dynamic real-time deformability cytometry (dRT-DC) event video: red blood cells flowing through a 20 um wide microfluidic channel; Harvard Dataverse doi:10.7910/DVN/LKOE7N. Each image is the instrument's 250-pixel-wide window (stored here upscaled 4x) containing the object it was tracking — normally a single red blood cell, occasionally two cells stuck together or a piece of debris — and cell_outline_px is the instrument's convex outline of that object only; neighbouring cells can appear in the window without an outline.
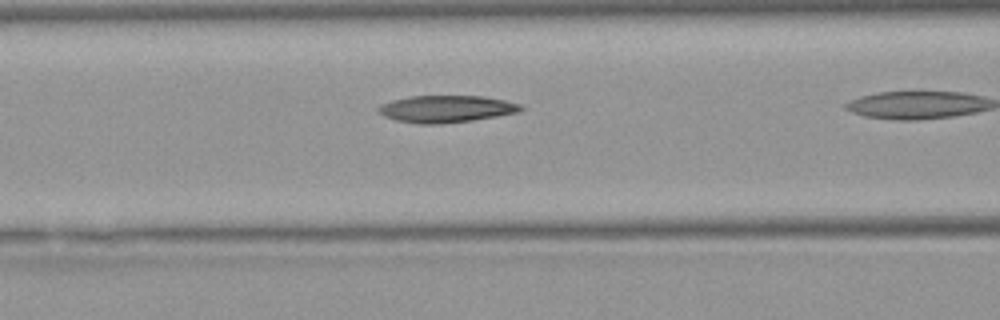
{"species": "Egyptian fruit bat (a non-hibernating species)", "species_latin": "Rousettus aegyptiacus", "temperature_condition": "warm", "stored_images_in_passage": 18, "camera_frame_rate_fps": 3000, "um_per_image_px": 0.085, "animal": {"sex": "female"}, "frame": {"image": 1, "passage_image": 13, "time_ms": 4.0, "image_size_px": [1000, 320], "cell_outline_px": [[524, 108], [520, 112], [472, 120], [444, 124], [416, 124], [396, 120], [384, 116], [376, 108], [380, 104], [392, 100], [408, 96], [484, 96], [504, 100], [520, 104]], "centroid_in_image_um": [37.91, 9.26], "position_along_channel_um": 128.7, "area_um2": 22.54}}
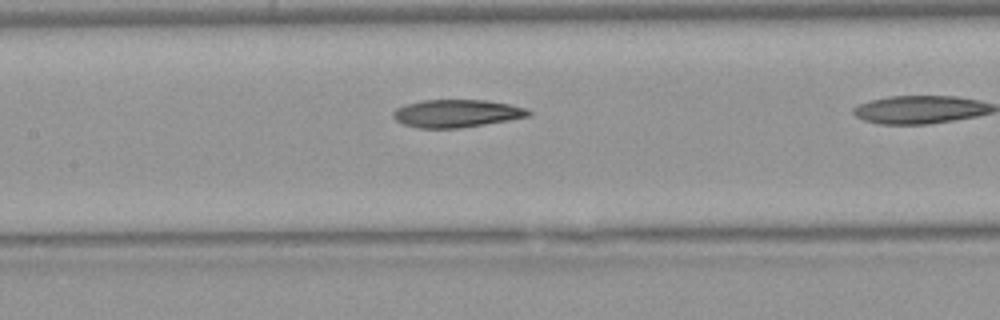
{"frame": {"image": 2, "passage_image": 16, "time_ms": 5.0, "image_size_px": [1000, 320], "cell_outline_px": [[532, 116], [460, 128], [416, 128], [404, 124], [396, 120], [392, 116], [392, 112], [396, 108], [408, 104], [424, 100], [484, 100], [508, 104], [524, 108], [532, 112]], "centroid_in_image_um": [38.8, 9.65], "position_along_channel_um": 168.6, "area_um2": 21.73}}